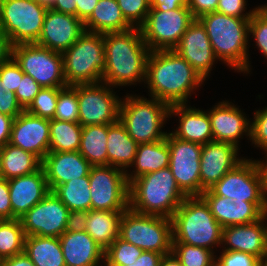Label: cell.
Returning a JSON list of instances; mask_svg holds the SVG:
<instances>
[{
    "label": "cell",
    "mask_w": 267,
    "mask_h": 266,
    "mask_svg": "<svg viewBox=\"0 0 267 266\" xmlns=\"http://www.w3.org/2000/svg\"><path fill=\"white\" fill-rule=\"evenodd\" d=\"M23 75V71L13 57L0 64L1 86L6 89V92H15Z\"/></svg>",
    "instance_id": "cell-44"
},
{
    "label": "cell",
    "mask_w": 267,
    "mask_h": 266,
    "mask_svg": "<svg viewBox=\"0 0 267 266\" xmlns=\"http://www.w3.org/2000/svg\"><path fill=\"white\" fill-rule=\"evenodd\" d=\"M215 266H262V261L249 253L223 250Z\"/></svg>",
    "instance_id": "cell-46"
},
{
    "label": "cell",
    "mask_w": 267,
    "mask_h": 266,
    "mask_svg": "<svg viewBox=\"0 0 267 266\" xmlns=\"http://www.w3.org/2000/svg\"><path fill=\"white\" fill-rule=\"evenodd\" d=\"M79 153L92 165H108L107 124L82 127Z\"/></svg>",
    "instance_id": "cell-34"
},
{
    "label": "cell",
    "mask_w": 267,
    "mask_h": 266,
    "mask_svg": "<svg viewBox=\"0 0 267 266\" xmlns=\"http://www.w3.org/2000/svg\"><path fill=\"white\" fill-rule=\"evenodd\" d=\"M138 144L127 133L126 127L118 120L107 124V156L108 165L123 171L132 166Z\"/></svg>",
    "instance_id": "cell-28"
},
{
    "label": "cell",
    "mask_w": 267,
    "mask_h": 266,
    "mask_svg": "<svg viewBox=\"0 0 267 266\" xmlns=\"http://www.w3.org/2000/svg\"><path fill=\"white\" fill-rule=\"evenodd\" d=\"M119 237L143 251L169 254L172 252V219L140 214L128 208L120 220Z\"/></svg>",
    "instance_id": "cell-8"
},
{
    "label": "cell",
    "mask_w": 267,
    "mask_h": 266,
    "mask_svg": "<svg viewBox=\"0 0 267 266\" xmlns=\"http://www.w3.org/2000/svg\"><path fill=\"white\" fill-rule=\"evenodd\" d=\"M49 124V152L78 151L82 134V126L79 122L49 119Z\"/></svg>",
    "instance_id": "cell-35"
},
{
    "label": "cell",
    "mask_w": 267,
    "mask_h": 266,
    "mask_svg": "<svg viewBox=\"0 0 267 266\" xmlns=\"http://www.w3.org/2000/svg\"><path fill=\"white\" fill-rule=\"evenodd\" d=\"M89 183L91 210L126 211L129 208L126 171L110 165L91 166Z\"/></svg>",
    "instance_id": "cell-13"
},
{
    "label": "cell",
    "mask_w": 267,
    "mask_h": 266,
    "mask_svg": "<svg viewBox=\"0 0 267 266\" xmlns=\"http://www.w3.org/2000/svg\"><path fill=\"white\" fill-rule=\"evenodd\" d=\"M265 219L267 221V217L264 215L254 223L224 227L221 243L227 244V247L223 249L249 253L262 261L267 255V224Z\"/></svg>",
    "instance_id": "cell-21"
},
{
    "label": "cell",
    "mask_w": 267,
    "mask_h": 266,
    "mask_svg": "<svg viewBox=\"0 0 267 266\" xmlns=\"http://www.w3.org/2000/svg\"><path fill=\"white\" fill-rule=\"evenodd\" d=\"M0 266H35L30 258L23 252L13 257L0 260Z\"/></svg>",
    "instance_id": "cell-58"
},
{
    "label": "cell",
    "mask_w": 267,
    "mask_h": 266,
    "mask_svg": "<svg viewBox=\"0 0 267 266\" xmlns=\"http://www.w3.org/2000/svg\"><path fill=\"white\" fill-rule=\"evenodd\" d=\"M238 148L230 143L211 141L202 145L200 155L201 194L215 185L226 173L239 164Z\"/></svg>",
    "instance_id": "cell-19"
},
{
    "label": "cell",
    "mask_w": 267,
    "mask_h": 266,
    "mask_svg": "<svg viewBox=\"0 0 267 266\" xmlns=\"http://www.w3.org/2000/svg\"><path fill=\"white\" fill-rule=\"evenodd\" d=\"M59 239L66 266H101L105 251L86 231L64 232Z\"/></svg>",
    "instance_id": "cell-27"
},
{
    "label": "cell",
    "mask_w": 267,
    "mask_h": 266,
    "mask_svg": "<svg viewBox=\"0 0 267 266\" xmlns=\"http://www.w3.org/2000/svg\"><path fill=\"white\" fill-rule=\"evenodd\" d=\"M13 219L21 218L49 192L43 167L34 173L8 180Z\"/></svg>",
    "instance_id": "cell-22"
},
{
    "label": "cell",
    "mask_w": 267,
    "mask_h": 266,
    "mask_svg": "<svg viewBox=\"0 0 267 266\" xmlns=\"http://www.w3.org/2000/svg\"><path fill=\"white\" fill-rule=\"evenodd\" d=\"M210 190L215 195L229 197L233 202H252L265 214L267 201L256 160L244 158Z\"/></svg>",
    "instance_id": "cell-12"
},
{
    "label": "cell",
    "mask_w": 267,
    "mask_h": 266,
    "mask_svg": "<svg viewBox=\"0 0 267 266\" xmlns=\"http://www.w3.org/2000/svg\"><path fill=\"white\" fill-rule=\"evenodd\" d=\"M159 266H182L180 260L173 254V252L163 255Z\"/></svg>",
    "instance_id": "cell-61"
},
{
    "label": "cell",
    "mask_w": 267,
    "mask_h": 266,
    "mask_svg": "<svg viewBox=\"0 0 267 266\" xmlns=\"http://www.w3.org/2000/svg\"><path fill=\"white\" fill-rule=\"evenodd\" d=\"M0 217L4 220L13 219V211L10 202L9 184L7 179L0 180Z\"/></svg>",
    "instance_id": "cell-51"
},
{
    "label": "cell",
    "mask_w": 267,
    "mask_h": 266,
    "mask_svg": "<svg viewBox=\"0 0 267 266\" xmlns=\"http://www.w3.org/2000/svg\"><path fill=\"white\" fill-rule=\"evenodd\" d=\"M91 166L79 151L48 152L42 161L50 191L72 179L88 176Z\"/></svg>",
    "instance_id": "cell-24"
},
{
    "label": "cell",
    "mask_w": 267,
    "mask_h": 266,
    "mask_svg": "<svg viewBox=\"0 0 267 266\" xmlns=\"http://www.w3.org/2000/svg\"><path fill=\"white\" fill-rule=\"evenodd\" d=\"M181 7H188L187 0H154L151 4V8L159 11L173 10Z\"/></svg>",
    "instance_id": "cell-56"
},
{
    "label": "cell",
    "mask_w": 267,
    "mask_h": 266,
    "mask_svg": "<svg viewBox=\"0 0 267 266\" xmlns=\"http://www.w3.org/2000/svg\"><path fill=\"white\" fill-rule=\"evenodd\" d=\"M4 179L10 180L34 173L42 167V161L34 154L7 143L0 148Z\"/></svg>",
    "instance_id": "cell-33"
},
{
    "label": "cell",
    "mask_w": 267,
    "mask_h": 266,
    "mask_svg": "<svg viewBox=\"0 0 267 266\" xmlns=\"http://www.w3.org/2000/svg\"><path fill=\"white\" fill-rule=\"evenodd\" d=\"M143 250L118 237L104 253L105 266L126 265L137 261Z\"/></svg>",
    "instance_id": "cell-39"
},
{
    "label": "cell",
    "mask_w": 267,
    "mask_h": 266,
    "mask_svg": "<svg viewBox=\"0 0 267 266\" xmlns=\"http://www.w3.org/2000/svg\"><path fill=\"white\" fill-rule=\"evenodd\" d=\"M217 222L227 226L254 223L265 214L252 202H233L229 197L215 195L210 189L200 195Z\"/></svg>",
    "instance_id": "cell-25"
},
{
    "label": "cell",
    "mask_w": 267,
    "mask_h": 266,
    "mask_svg": "<svg viewBox=\"0 0 267 266\" xmlns=\"http://www.w3.org/2000/svg\"><path fill=\"white\" fill-rule=\"evenodd\" d=\"M171 219L172 243H185L209 250H213L215 245H222L223 227L201 196H187Z\"/></svg>",
    "instance_id": "cell-5"
},
{
    "label": "cell",
    "mask_w": 267,
    "mask_h": 266,
    "mask_svg": "<svg viewBox=\"0 0 267 266\" xmlns=\"http://www.w3.org/2000/svg\"><path fill=\"white\" fill-rule=\"evenodd\" d=\"M24 253L35 266H66L59 237L26 236Z\"/></svg>",
    "instance_id": "cell-32"
},
{
    "label": "cell",
    "mask_w": 267,
    "mask_h": 266,
    "mask_svg": "<svg viewBox=\"0 0 267 266\" xmlns=\"http://www.w3.org/2000/svg\"><path fill=\"white\" fill-rule=\"evenodd\" d=\"M3 172H2V165H1V158H0V180L3 179Z\"/></svg>",
    "instance_id": "cell-63"
},
{
    "label": "cell",
    "mask_w": 267,
    "mask_h": 266,
    "mask_svg": "<svg viewBox=\"0 0 267 266\" xmlns=\"http://www.w3.org/2000/svg\"><path fill=\"white\" fill-rule=\"evenodd\" d=\"M76 2V17L85 22L92 14L99 0H74Z\"/></svg>",
    "instance_id": "cell-54"
},
{
    "label": "cell",
    "mask_w": 267,
    "mask_h": 266,
    "mask_svg": "<svg viewBox=\"0 0 267 266\" xmlns=\"http://www.w3.org/2000/svg\"><path fill=\"white\" fill-rule=\"evenodd\" d=\"M86 29L84 22L71 14L57 12L48 8L36 44L46 47L52 51L63 53Z\"/></svg>",
    "instance_id": "cell-18"
},
{
    "label": "cell",
    "mask_w": 267,
    "mask_h": 266,
    "mask_svg": "<svg viewBox=\"0 0 267 266\" xmlns=\"http://www.w3.org/2000/svg\"><path fill=\"white\" fill-rule=\"evenodd\" d=\"M246 0H218L217 12L224 15L234 16L237 18H251L257 8L249 13H244L246 9ZM244 13V14H243Z\"/></svg>",
    "instance_id": "cell-48"
},
{
    "label": "cell",
    "mask_w": 267,
    "mask_h": 266,
    "mask_svg": "<svg viewBox=\"0 0 267 266\" xmlns=\"http://www.w3.org/2000/svg\"><path fill=\"white\" fill-rule=\"evenodd\" d=\"M53 119L78 122L79 105L76 85H67L59 91Z\"/></svg>",
    "instance_id": "cell-40"
},
{
    "label": "cell",
    "mask_w": 267,
    "mask_h": 266,
    "mask_svg": "<svg viewBox=\"0 0 267 266\" xmlns=\"http://www.w3.org/2000/svg\"><path fill=\"white\" fill-rule=\"evenodd\" d=\"M42 87L29 75L24 74L15 91L16 99L25 110L39 93Z\"/></svg>",
    "instance_id": "cell-47"
},
{
    "label": "cell",
    "mask_w": 267,
    "mask_h": 266,
    "mask_svg": "<svg viewBox=\"0 0 267 266\" xmlns=\"http://www.w3.org/2000/svg\"><path fill=\"white\" fill-rule=\"evenodd\" d=\"M49 8L57 12L76 16V2L74 0H55Z\"/></svg>",
    "instance_id": "cell-59"
},
{
    "label": "cell",
    "mask_w": 267,
    "mask_h": 266,
    "mask_svg": "<svg viewBox=\"0 0 267 266\" xmlns=\"http://www.w3.org/2000/svg\"><path fill=\"white\" fill-rule=\"evenodd\" d=\"M265 216L267 217V205H266V211H265Z\"/></svg>",
    "instance_id": "cell-68"
},
{
    "label": "cell",
    "mask_w": 267,
    "mask_h": 266,
    "mask_svg": "<svg viewBox=\"0 0 267 266\" xmlns=\"http://www.w3.org/2000/svg\"><path fill=\"white\" fill-rule=\"evenodd\" d=\"M25 237L20 219L4 220L0 225V260L23 253Z\"/></svg>",
    "instance_id": "cell-37"
},
{
    "label": "cell",
    "mask_w": 267,
    "mask_h": 266,
    "mask_svg": "<svg viewBox=\"0 0 267 266\" xmlns=\"http://www.w3.org/2000/svg\"><path fill=\"white\" fill-rule=\"evenodd\" d=\"M249 34H252L256 46L267 59V5L257 7L249 21Z\"/></svg>",
    "instance_id": "cell-43"
},
{
    "label": "cell",
    "mask_w": 267,
    "mask_h": 266,
    "mask_svg": "<svg viewBox=\"0 0 267 266\" xmlns=\"http://www.w3.org/2000/svg\"><path fill=\"white\" fill-rule=\"evenodd\" d=\"M2 3H3V0H0V12H1Z\"/></svg>",
    "instance_id": "cell-66"
},
{
    "label": "cell",
    "mask_w": 267,
    "mask_h": 266,
    "mask_svg": "<svg viewBox=\"0 0 267 266\" xmlns=\"http://www.w3.org/2000/svg\"><path fill=\"white\" fill-rule=\"evenodd\" d=\"M3 221H4V219L0 217V225H1V223H2Z\"/></svg>",
    "instance_id": "cell-67"
},
{
    "label": "cell",
    "mask_w": 267,
    "mask_h": 266,
    "mask_svg": "<svg viewBox=\"0 0 267 266\" xmlns=\"http://www.w3.org/2000/svg\"><path fill=\"white\" fill-rule=\"evenodd\" d=\"M148 1V3L151 5L153 2H154V0H147Z\"/></svg>",
    "instance_id": "cell-65"
},
{
    "label": "cell",
    "mask_w": 267,
    "mask_h": 266,
    "mask_svg": "<svg viewBox=\"0 0 267 266\" xmlns=\"http://www.w3.org/2000/svg\"><path fill=\"white\" fill-rule=\"evenodd\" d=\"M89 211H70L65 232H82L86 229V221Z\"/></svg>",
    "instance_id": "cell-52"
},
{
    "label": "cell",
    "mask_w": 267,
    "mask_h": 266,
    "mask_svg": "<svg viewBox=\"0 0 267 266\" xmlns=\"http://www.w3.org/2000/svg\"><path fill=\"white\" fill-rule=\"evenodd\" d=\"M12 47L9 37L0 30V64L8 61L12 57Z\"/></svg>",
    "instance_id": "cell-57"
},
{
    "label": "cell",
    "mask_w": 267,
    "mask_h": 266,
    "mask_svg": "<svg viewBox=\"0 0 267 266\" xmlns=\"http://www.w3.org/2000/svg\"><path fill=\"white\" fill-rule=\"evenodd\" d=\"M187 6L194 19H199L205 14L215 12L218 0H187Z\"/></svg>",
    "instance_id": "cell-50"
},
{
    "label": "cell",
    "mask_w": 267,
    "mask_h": 266,
    "mask_svg": "<svg viewBox=\"0 0 267 266\" xmlns=\"http://www.w3.org/2000/svg\"><path fill=\"white\" fill-rule=\"evenodd\" d=\"M106 66L102 82L112 86H126L145 81L150 50L140 28L103 34Z\"/></svg>",
    "instance_id": "cell-2"
},
{
    "label": "cell",
    "mask_w": 267,
    "mask_h": 266,
    "mask_svg": "<svg viewBox=\"0 0 267 266\" xmlns=\"http://www.w3.org/2000/svg\"><path fill=\"white\" fill-rule=\"evenodd\" d=\"M124 211L90 210L85 231L104 251L119 237Z\"/></svg>",
    "instance_id": "cell-31"
},
{
    "label": "cell",
    "mask_w": 267,
    "mask_h": 266,
    "mask_svg": "<svg viewBox=\"0 0 267 266\" xmlns=\"http://www.w3.org/2000/svg\"><path fill=\"white\" fill-rule=\"evenodd\" d=\"M184 58L205 80L217 60L205 27L195 19L173 49Z\"/></svg>",
    "instance_id": "cell-20"
},
{
    "label": "cell",
    "mask_w": 267,
    "mask_h": 266,
    "mask_svg": "<svg viewBox=\"0 0 267 266\" xmlns=\"http://www.w3.org/2000/svg\"><path fill=\"white\" fill-rule=\"evenodd\" d=\"M250 125V140L267 153V107L254 114Z\"/></svg>",
    "instance_id": "cell-45"
},
{
    "label": "cell",
    "mask_w": 267,
    "mask_h": 266,
    "mask_svg": "<svg viewBox=\"0 0 267 266\" xmlns=\"http://www.w3.org/2000/svg\"><path fill=\"white\" fill-rule=\"evenodd\" d=\"M256 162H257V165H258V168L261 174V178H262L263 193L267 201V161L264 163L263 161L257 160Z\"/></svg>",
    "instance_id": "cell-60"
},
{
    "label": "cell",
    "mask_w": 267,
    "mask_h": 266,
    "mask_svg": "<svg viewBox=\"0 0 267 266\" xmlns=\"http://www.w3.org/2000/svg\"><path fill=\"white\" fill-rule=\"evenodd\" d=\"M23 111L24 109L16 99L15 92H6V89L1 86L0 79V113L15 119Z\"/></svg>",
    "instance_id": "cell-49"
},
{
    "label": "cell",
    "mask_w": 267,
    "mask_h": 266,
    "mask_svg": "<svg viewBox=\"0 0 267 266\" xmlns=\"http://www.w3.org/2000/svg\"><path fill=\"white\" fill-rule=\"evenodd\" d=\"M62 55L67 85L102 81L106 66L103 34L85 31Z\"/></svg>",
    "instance_id": "cell-7"
},
{
    "label": "cell",
    "mask_w": 267,
    "mask_h": 266,
    "mask_svg": "<svg viewBox=\"0 0 267 266\" xmlns=\"http://www.w3.org/2000/svg\"><path fill=\"white\" fill-rule=\"evenodd\" d=\"M169 161L170 152L166 138L153 143L138 144L132 163L135 166L134 173L129 174L126 171L128 184L139 176L169 167Z\"/></svg>",
    "instance_id": "cell-29"
},
{
    "label": "cell",
    "mask_w": 267,
    "mask_h": 266,
    "mask_svg": "<svg viewBox=\"0 0 267 266\" xmlns=\"http://www.w3.org/2000/svg\"><path fill=\"white\" fill-rule=\"evenodd\" d=\"M208 115L214 141L230 143L239 148L241 136L246 134L250 138L251 122L231 102H220L208 111Z\"/></svg>",
    "instance_id": "cell-23"
},
{
    "label": "cell",
    "mask_w": 267,
    "mask_h": 266,
    "mask_svg": "<svg viewBox=\"0 0 267 266\" xmlns=\"http://www.w3.org/2000/svg\"><path fill=\"white\" fill-rule=\"evenodd\" d=\"M169 168L177 186L186 196L201 195L200 155L202 145L181 140L167 133Z\"/></svg>",
    "instance_id": "cell-15"
},
{
    "label": "cell",
    "mask_w": 267,
    "mask_h": 266,
    "mask_svg": "<svg viewBox=\"0 0 267 266\" xmlns=\"http://www.w3.org/2000/svg\"><path fill=\"white\" fill-rule=\"evenodd\" d=\"M262 266H267V255L262 260Z\"/></svg>",
    "instance_id": "cell-64"
},
{
    "label": "cell",
    "mask_w": 267,
    "mask_h": 266,
    "mask_svg": "<svg viewBox=\"0 0 267 266\" xmlns=\"http://www.w3.org/2000/svg\"><path fill=\"white\" fill-rule=\"evenodd\" d=\"M117 3L123 17L132 27L140 28L145 23L151 8L147 0H117Z\"/></svg>",
    "instance_id": "cell-42"
},
{
    "label": "cell",
    "mask_w": 267,
    "mask_h": 266,
    "mask_svg": "<svg viewBox=\"0 0 267 266\" xmlns=\"http://www.w3.org/2000/svg\"><path fill=\"white\" fill-rule=\"evenodd\" d=\"M38 1L49 8L54 3L55 0H38Z\"/></svg>",
    "instance_id": "cell-62"
},
{
    "label": "cell",
    "mask_w": 267,
    "mask_h": 266,
    "mask_svg": "<svg viewBox=\"0 0 267 266\" xmlns=\"http://www.w3.org/2000/svg\"><path fill=\"white\" fill-rule=\"evenodd\" d=\"M53 193L70 211L91 210L89 175L58 185Z\"/></svg>",
    "instance_id": "cell-36"
},
{
    "label": "cell",
    "mask_w": 267,
    "mask_h": 266,
    "mask_svg": "<svg viewBox=\"0 0 267 266\" xmlns=\"http://www.w3.org/2000/svg\"><path fill=\"white\" fill-rule=\"evenodd\" d=\"M186 197L169 167L139 176L129 184V208L140 214L172 218Z\"/></svg>",
    "instance_id": "cell-4"
},
{
    "label": "cell",
    "mask_w": 267,
    "mask_h": 266,
    "mask_svg": "<svg viewBox=\"0 0 267 266\" xmlns=\"http://www.w3.org/2000/svg\"><path fill=\"white\" fill-rule=\"evenodd\" d=\"M163 254L158 252L143 251L137 261L126 263V265L119 266H159Z\"/></svg>",
    "instance_id": "cell-53"
},
{
    "label": "cell",
    "mask_w": 267,
    "mask_h": 266,
    "mask_svg": "<svg viewBox=\"0 0 267 266\" xmlns=\"http://www.w3.org/2000/svg\"><path fill=\"white\" fill-rule=\"evenodd\" d=\"M172 252L182 266H215L218 258L212 250L185 243H172Z\"/></svg>",
    "instance_id": "cell-38"
},
{
    "label": "cell",
    "mask_w": 267,
    "mask_h": 266,
    "mask_svg": "<svg viewBox=\"0 0 267 266\" xmlns=\"http://www.w3.org/2000/svg\"><path fill=\"white\" fill-rule=\"evenodd\" d=\"M49 131V119L35 116L24 110L13 120L9 143L36 155L43 161L49 152Z\"/></svg>",
    "instance_id": "cell-17"
},
{
    "label": "cell",
    "mask_w": 267,
    "mask_h": 266,
    "mask_svg": "<svg viewBox=\"0 0 267 266\" xmlns=\"http://www.w3.org/2000/svg\"><path fill=\"white\" fill-rule=\"evenodd\" d=\"M175 104L169 108V116L178 115L179 127L171 134L181 140L204 145L214 141L208 112ZM172 114V115H171Z\"/></svg>",
    "instance_id": "cell-26"
},
{
    "label": "cell",
    "mask_w": 267,
    "mask_h": 266,
    "mask_svg": "<svg viewBox=\"0 0 267 266\" xmlns=\"http://www.w3.org/2000/svg\"><path fill=\"white\" fill-rule=\"evenodd\" d=\"M205 80L174 50L151 51L146 79L150 96L167 103L187 104L188 96Z\"/></svg>",
    "instance_id": "cell-1"
},
{
    "label": "cell",
    "mask_w": 267,
    "mask_h": 266,
    "mask_svg": "<svg viewBox=\"0 0 267 266\" xmlns=\"http://www.w3.org/2000/svg\"><path fill=\"white\" fill-rule=\"evenodd\" d=\"M14 118L0 113V148L9 143Z\"/></svg>",
    "instance_id": "cell-55"
},
{
    "label": "cell",
    "mask_w": 267,
    "mask_h": 266,
    "mask_svg": "<svg viewBox=\"0 0 267 266\" xmlns=\"http://www.w3.org/2000/svg\"><path fill=\"white\" fill-rule=\"evenodd\" d=\"M12 57L41 87H66L63 55L36 43L13 45Z\"/></svg>",
    "instance_id": "cell-10"
},
{
    "label": "cell",
    "mask_w": 267,
    "mask_h": 266,
    "mask_svg": "<svg viewBox=\"0 0 267 266\" xmlns=\"http://www.w3.org/2000/svg\"><path fill=\"white\" fill-rule=\"evenodd\" d=\"M47 9L38 0H3L0 30L9 37L12 45L36 43Z\"/></svg>",
    "instance_id": "cell-9"
},
{
    "label": "cell",
    "mask_w": 267,
    "mask_h": 266,
    "mask_svg": "<svg viewBox=\"0 0 267 266\" xmlns=\"http://www.w3.org/2000/svg\"><path fill=\"white\" fill-rule=\"evenodd\" d=\"M250 19L224 15L217 11L198 19L205 27L216 58L234 70L247 74L250 72L247 54Z\"/></svg>",
    "instance_id": "cell-3"
},
{
    "label": "cell",
    "mask_w": 267,
    "mask_h": 266,
    "mask_svg": "<svg viewBox=\"0 0 267 266\" xmlns=\"http://www.w3.org/2000/svg\"><path fill=\"white\" fill-rule=\"evenodd\" d=\"M62 88L63 87H42L25 110L35 116L53 119L58 94Z\"/></svg>",
    "instance_id": "cell-41"
},
{
    "label": "cell",
    "mask_w": 267,
    "mask_h": 266,
    "mask_svg": "<svg viewBox=\"0 0 267 266\" xmlns=\"http://www.w3.org/2000/svg\"><path fill=\"white\" fill-rule=\"evenodd\" d=\"M111 89L110 85L102 81L76 84L79 105L78 122L82 127L113 124L119 120V108L122 99L117 95L115 96Z\"/></svg>",
    "instance_id": "cell-14"
},
{
    "label": "cell",
    "mask_w": 267,
    "mask_h": 266,
    "mask_svg": "<svg viewBox=\"0 0 267 266\" xmlns=\"http://www.w3.org/2000/svg\"><path fill=\"white\" fill-rule=\"evenodd\" d=\"M84 26L88 32L101 34L123 32L132 28L123 17L117 0H99Z\"/></svg>",
    "instance_id": "cell-30"
},
{
    "label": "cell",
    "mask_w": 267,
    "mask_h": 266,
    "mask_svg": "<svg viewBox=\"0 0 267 266\" xmlns=\"http://www.w3.org/2000/svg\"><path fill=\"white\" fill-rule=\"evenodd\" d=\"M70 210L50 191L20 219L26 236L60 237L66 229Z\"/></svg>",
    "instance_id": "cell-16"
},
{
    "label": "cell",
    "mask_w": 267,
    "mask_h": 266,
    "mask_svg": "<svg viewBox=\"0 0 267 266\" xmlns=\"http://www.w3.org/2000/svg\"><path fill=\"white\" fill-rule=\"evenodd\" d=\"M194 20L188 7L167 11L150 8L140 27L143 40L150 51L173 50Z\"/></svg>",
    "instance_id": "cell-11"
},
{
    "label": "cell",
    "mask_w": 267,
    "mask_h": 266,
    "mask_svg": "<svg viewBox=\"0 0 267 266\" xmlns=\"http://www.w3.org/2000/svg\"><path fill=\"white\" fill-rule=\"evenodd\" d=\"M120 102L119 120L137 144L153 143L166 138L161 128L169 118L170 106L156 98L127 95Z\"/></svg>",
    "instance_id": "cell-6"
}]
</instances>
